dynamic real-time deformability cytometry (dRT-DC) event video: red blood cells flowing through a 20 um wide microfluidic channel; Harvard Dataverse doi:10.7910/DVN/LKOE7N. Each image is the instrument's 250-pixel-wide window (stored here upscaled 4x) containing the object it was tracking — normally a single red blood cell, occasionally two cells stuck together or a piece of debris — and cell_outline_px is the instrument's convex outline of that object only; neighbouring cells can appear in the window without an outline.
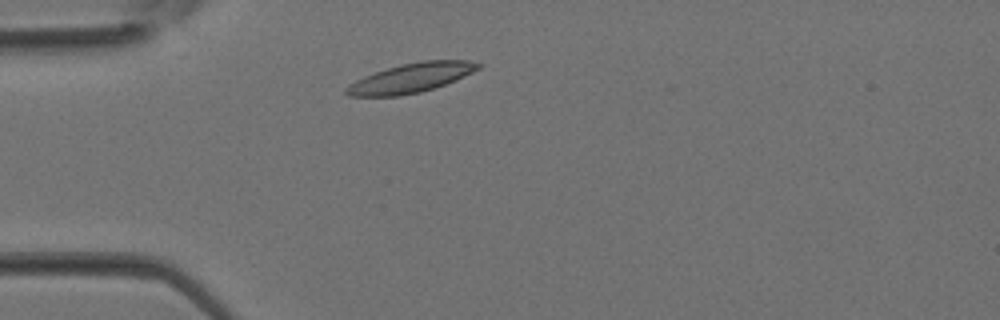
{"species": "Egyptian fruit bat (a non-hibernating species)", "species_latin": "Rousettus aegyptiacus", "temperature_condition": "room temperature", "stored_images_in_passage": 31, "camera_frame_rate_fps": 3000, "um_per_image_px": 0.085, "animal": {"sex": "female"}, "frame": {"image": 1, "passage_image": 4, "time_ms": 1.0, "image_size_px": [1000, 320], "cell_outline_px": [[484, 64], [480, 68], [472, 72], [444, 84], [420, 92], [400, 96], [348, 96], [344, 92], [344, 88], [348, 84], [364, 76], [400, 64], [424, 60], [468, 60]], "centroid_in_image_um": [34.9, 6.62], "position_along_channel_um": 50.1, "area_um2": 22.43}}
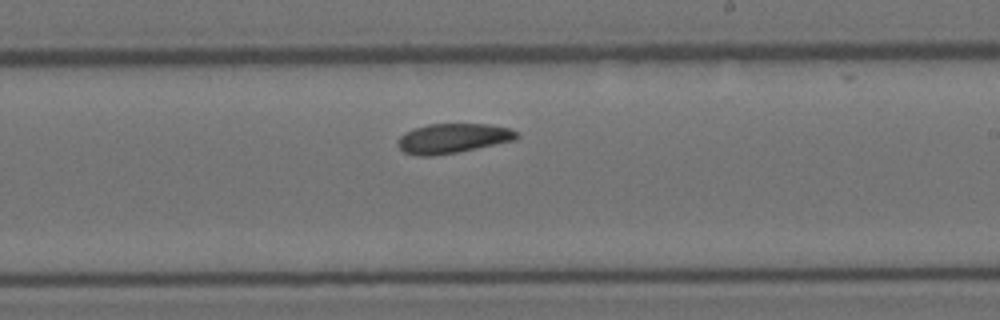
{"frame": {"image": 2, "passage_image": 16, "time_ms": 5.0, "image_size_px": [1000, 320], "cell_outline_px": [[520, 136], [512, 140], [476, 148], [456, 152], [432, 156], [416, 156], [404, 152], [396, 144], [396, 140], [404, 132], [428, 124], [488, 124], [508, 128], [516, 132]], "centroid_in_image_um": [38.41, 11.76], "position_along_channel_um": 250.6, "area_um2": 20.35}}
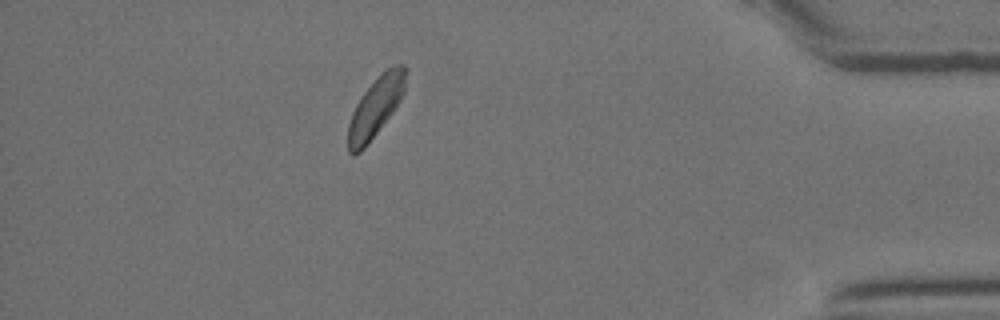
{"frame": {"image": 3, "passage_image": 27, "time_ms": 8.667, "image_size_px": [1000, 320], "cell_outline_px": [[408, 68], [404, 92], [400, 100], [392, 112], [364, 148], [360, 152], [352, 156], [348, 152], [348, 124], [352, 112], [356, 104], [364, 92], [392, 64], [404, 64]], "centroid_in_image_um": [31.94, 9.09], "position_along_channel_um": 403.3, "area_um2": 19.77}}